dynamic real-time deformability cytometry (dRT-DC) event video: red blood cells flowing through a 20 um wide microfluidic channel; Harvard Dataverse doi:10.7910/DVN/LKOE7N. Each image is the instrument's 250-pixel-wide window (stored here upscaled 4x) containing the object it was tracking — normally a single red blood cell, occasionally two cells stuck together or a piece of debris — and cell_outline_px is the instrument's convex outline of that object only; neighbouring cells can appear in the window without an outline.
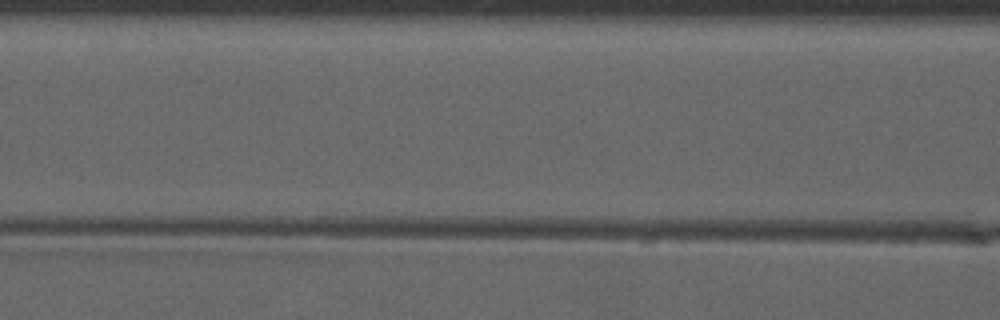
{"species": "common noctule bat (a hibernating species)", "species_latin": "Nyctalus noctula", "temperature_condition": "warm", "stored_images_in_passage": 4, "camera_frame_rate_fps": 3000, "um_per_image_px": 0.085, "animal": {"sex": "male", "forearm_length_mm": 52.5}, "frame": {"image": 1, "passage_image": 3, "time_ms": 0.667, "image_size_px": [1000, 320], "cell_outline_px": [[436, 64], [412, 68], [344, 72], [272, 72], [256, 60], [260, 56], [428, 56], [436, 60]], "centroid_in_image_um": [29.07, 5.38], "position_along_channel_um": 137.5, "area_um2": 17.92}}